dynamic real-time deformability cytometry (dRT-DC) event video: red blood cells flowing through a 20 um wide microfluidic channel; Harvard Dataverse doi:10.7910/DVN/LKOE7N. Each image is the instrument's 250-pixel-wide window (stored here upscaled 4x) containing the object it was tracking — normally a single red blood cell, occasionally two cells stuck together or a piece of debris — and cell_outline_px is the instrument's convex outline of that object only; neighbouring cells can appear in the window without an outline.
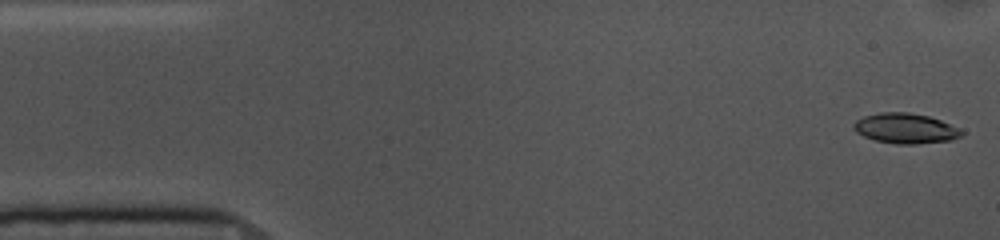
{"species": "common noctule bat (a hibernating species)", "species_latin": "Nyctalus noctula", "temperature_condition": "cold", "stored_images_in_passage": 53, "camera_frame_rate_fps": 3000, "um_per_image_px": 0.085, "animal": {"sex": "female", "body_mass_g": 10.0, "forearm_length_mm": 53.1}, "frame": {"image": 1, "passage_image": 1, "time_ms": 0.0, "image_size_px": [1000, 240], "cell_outline_px": [[964, 132], [960, 136], [952, 140], [916, 144], [896, 144], [876, 140], [864, 136], [856, 132], [852, 128], [852, 124], [856, 120], [864, 116], [880, 112], [908, 112], [928, 116], [940, 120], [960, 128]], "centroid_in_image_um": [76.95, 10.91], "position_along_channel_um": 8.0, "area_um2": 19.02}}
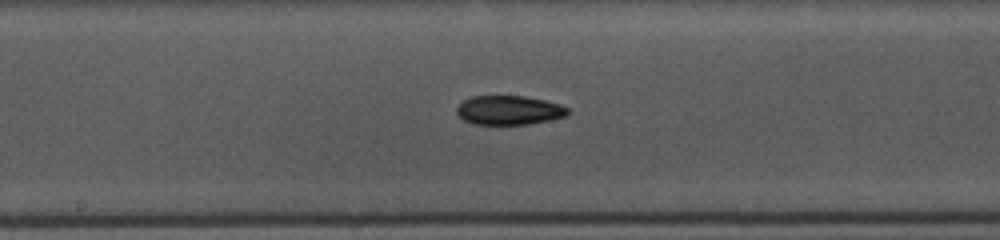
{"frame": {"image": 2, "passage_image": 26, "time_ms": 8.333, "image_size_px": [1000, 240], "cell_outline_px": [[568, 112], [564, 116], [548, 120], [528, 124], [472, 124], [464, 120], [456, 112], [456, 108], [464, 100], [472, 96], [524, 96], [544, 100], [560, 104], [568, 108]], "centroid_in_image_um": [43.24, 9.36], "position_along_channel_um": 205.0, "area_um2": 18.67}}
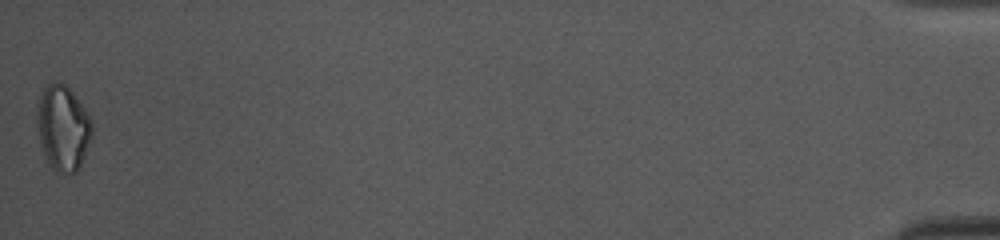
{"frame": {"image": 3, "passage_image": 53, "time_ms": 17.333, "image_size_px": [1000, 240], "cell_outline_px": [[92, 140], [76, 172], [64, 176], [56, 172], [48, 164], [40, 140], [36, 124], [36, 116], [40, 96], [44, 88], [48, 84], [56, 80], [64, 84], [72, 92], [84, 108], [92, 120]], "centroid_in_image_um": [5.36, 10.9], "position_along_channel_um": 429.8, "area_um2": 27.46}, "authors_computed_cell_mechanics": {"area_um2": 19.3052, "velocity_mm_per_s": 3.651, "shape_relaxation_time_tau1_ms": 2.9013, "shape_relaxation_time_tau2_ms": null, "deformation_change_tau1": 0.119, "deformation_change_tau2": null}}